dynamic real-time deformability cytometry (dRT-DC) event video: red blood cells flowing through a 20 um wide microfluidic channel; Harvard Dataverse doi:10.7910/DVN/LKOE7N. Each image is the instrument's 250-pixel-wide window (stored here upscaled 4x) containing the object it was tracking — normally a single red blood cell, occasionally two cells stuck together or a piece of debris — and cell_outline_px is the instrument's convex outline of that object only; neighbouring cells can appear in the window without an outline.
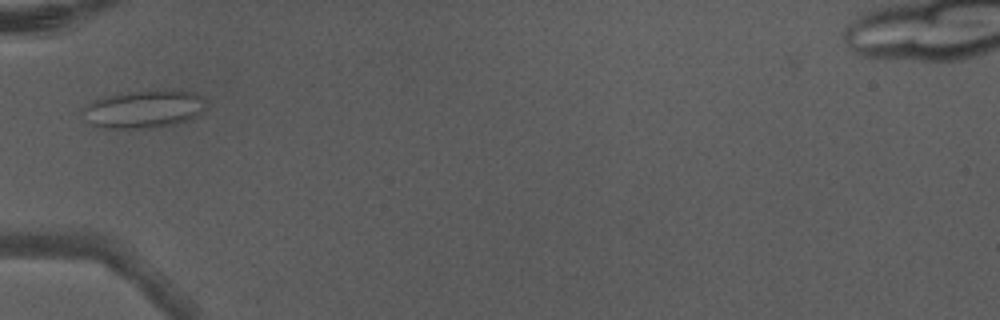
{"species": "Egyptian fruit bat (a non-hibernating species)", "species_latin": "Rousettus aegyptiacus", "temperature_condition": "warm", "stored_images_in_passage": 3, "camera_frame_rate_fps": 3000, "um_per_image_px": 0.085, "animal": {"sex": "male"}, "frame": {"image": 1, "passage_image": 2, "time_ms": 0.333, "image_size_px": [1000, 320], "cell_outline_px": [[204, 108], [200, 116], [188, 120], [172, 124], [152, 128], [96, 128], [80, 112], [88, 104], [96, 100], [108, 96], [132, 92], [196, 92], [204, 100]], "centroid_in_image_um": [12.21, 9.32], "position_along_channel_um": 72.8, "area_um2": 26.41}}